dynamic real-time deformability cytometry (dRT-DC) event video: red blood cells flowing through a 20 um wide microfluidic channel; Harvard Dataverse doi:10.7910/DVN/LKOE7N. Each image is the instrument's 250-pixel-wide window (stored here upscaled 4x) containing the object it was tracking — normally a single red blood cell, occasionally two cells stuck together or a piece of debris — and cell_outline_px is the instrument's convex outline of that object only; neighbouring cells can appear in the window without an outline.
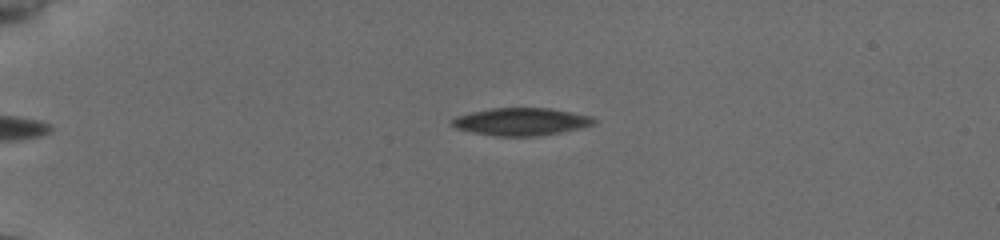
{"species": "common noctule bat (a hibernating species)", "species_latin": "Nyctalus noctula", "temperature_condition": "cold", "stored_images_in_passage": 42, "camera_frame_rate_fps": 3000, "um_per_image_px": 0.085, "animal": {"sex": "female", "body_mass_g": 19.5, "forearm_length_mm": 54.1}, "frame": {"image": 1, "passage_image": 2, "time_ms": 0.333, "image_size_px": [1000, 240], "cell_outline_px": [[596, 124], [580, 128], [540, 136], [496, 136], [472, 132], [456, 128], [448, 124], [456, 116], [472, 112], [492, 108], [548, 108], [592, 116], [596, 120]], "centroid_in_image_um": [44.29, 10.34], "position_along_channel_um": 40.7, "area_um2": 22.77}}
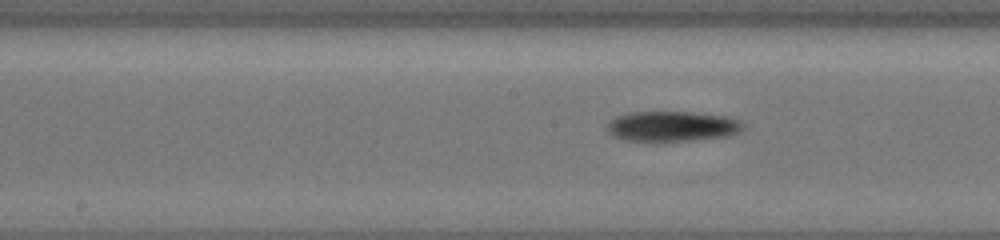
{"frame": {"image": 2, "passage_image": 18, "time_ms": 5.667, "image_size_px": [1000, 240], "cell_outline_px": [[744, 128], [740, 132], [728, 136], [692, 140], [624, 140], [608, 132], [608, 124], [616, 116], [628, 112], [692, 112], [728, 116], [740, 120], [744, 124]], "centroid_in_image_um": [57.2, 10.72], "position_along_channel_um": 191.0, "area_um2": 23.76}}
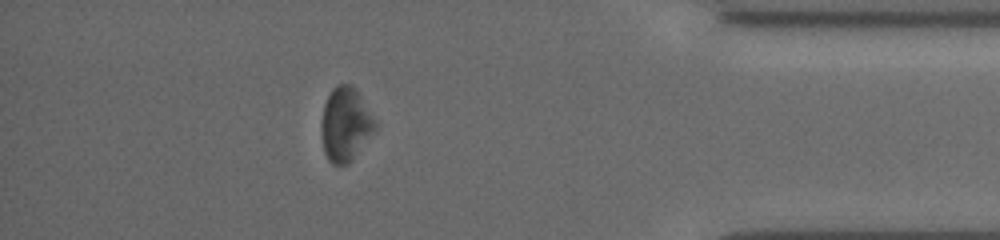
{"frame": {"image": 3, "passage_image": 37, "time_ms": 12.0, "image_size_px": [1000, 240], "cell_outline_px": [[376, 128], [348, 164], [332, 164], [328, 160], [324, 152], [320, 132], [320, 124], [324, 104], [332, 88], [336, 84], [348, 84], [360, 96], [376, 120]], "centroid_in_image_um": [29.32, 10.58], "position_along_channel_um": 405.9, "area_um2": 22.89}, "authors_computed_cell_mechanics": {"area_um2": 23.2934, "velocity_mm_per_s": 3.8628, "shape_relaxation_time_tau1_ms": 4.4572, "shape_relaxation_time_tau2_ms": null, "deformation_change_tau1": 0.0738, "deformation_change_tau2": null}}